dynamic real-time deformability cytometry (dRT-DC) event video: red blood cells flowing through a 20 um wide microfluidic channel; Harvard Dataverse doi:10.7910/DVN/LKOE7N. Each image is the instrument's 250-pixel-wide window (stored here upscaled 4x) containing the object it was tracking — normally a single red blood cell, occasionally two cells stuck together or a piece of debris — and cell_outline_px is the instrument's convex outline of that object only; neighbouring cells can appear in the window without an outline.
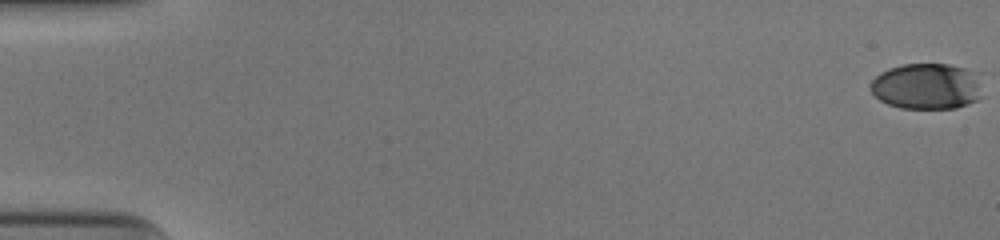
{"species": "human", "species_latin": "Homo sapiens", "temperature_condition": "cold", "stored_images_in_passage": 53, "camera_frame_rate_fps": 3000, "um_per_image_px": 0.085, "donor": {"sex": "male"}, "frame": {"image": 1, "passage_image": 1, "time_ms": 0.0, "image_size_px": [1000, 240], "cell_outline_px": [[980, 96], [976, 100], [968, 104], [956, 108], [900, 108], [888, 104], [880, 100], [872, 92], [872, 80], [880, 72], [888, 68], [900, 64], [948, 64], [980, 72]], "centroid_in_image_um": [78.8, 7.32], "position_along_channel_um": 6.2, "area_um2": 30.17}}
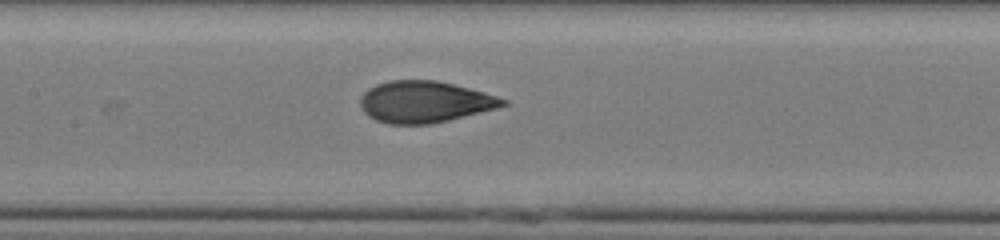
{"frame": {"image": 2, "passage_image": 27, "time_ms": 8.667, "image_size_px": [1000, 240], "cell_outline_px": [[508, 104], [496, 108], [448, 120], [428, 124], [388, 124], [376, 120], [368, 116], [364, 112], [360, 104], [360, 100], [364, 92], [368, 88], [376, 84], [388, 80], [436, 80], [484, 92], [508, 100]], "centroid_in_image_um": [36.06, 8.65], "position_along_channel_um": 171.3, "area_um2": 34.33}}
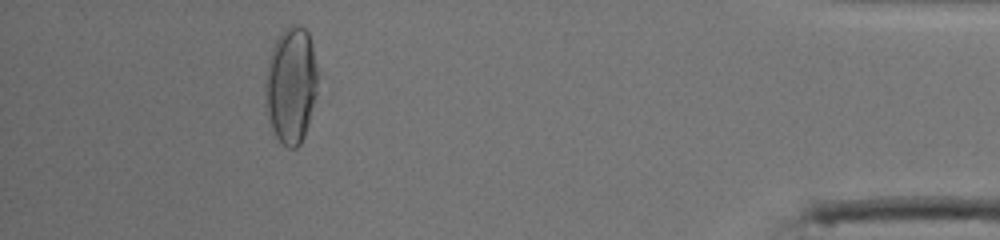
{"frame": {"image": 3, "passage_image": 49, "time_ms": 16.0, "image_size_px": [1000, 240], "cell_outline_px": [[316, 96], [308, 124], [304, 136], [300, 144], [296, 148], [288, 148], [272, 132], [264, 104], [264, 84], [268, 60], [272, 48], [280, 32], [288, 24], [296, 24], [304, 28], [308, 32], [312, 44], [316, 68]], "centroid_in_image_um": [24.7, 7.23], "position_along_channel_um": 410.5, "area_um2": 35.89}, "authors_computed_cell_mechanics": {"area_um2": 34.102, "velocity_mm_per_s": 3.9646, "shape_relaxation_time_tau1_ms": 5.6179, "shape_relaxation_time_tau2_ms": 0.8015, "deformation_change_tau1": 0.2077, "deformation_change_tau2": 0.0686}}